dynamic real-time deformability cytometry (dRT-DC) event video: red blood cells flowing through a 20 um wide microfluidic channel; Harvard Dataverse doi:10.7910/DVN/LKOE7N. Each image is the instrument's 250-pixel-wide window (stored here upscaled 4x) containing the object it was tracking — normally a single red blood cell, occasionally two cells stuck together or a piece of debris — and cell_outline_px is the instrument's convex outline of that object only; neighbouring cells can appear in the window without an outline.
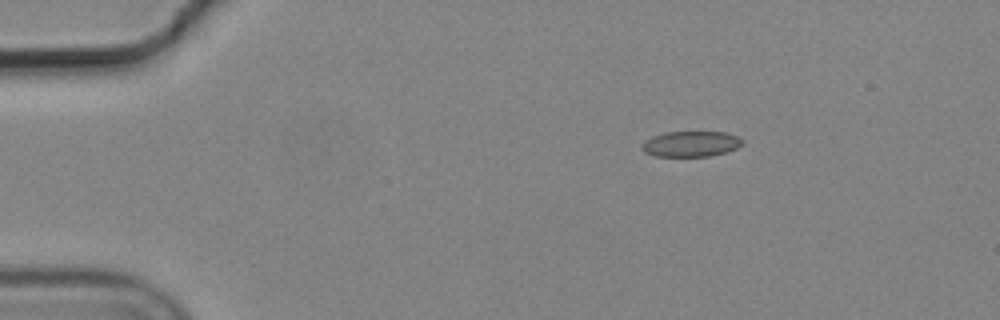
{"species": "common noctule bat (a hibernating species)", "species_latin": "Nyctalus noctula", "temperature_condition": "cold", "stored_images_in_passage": 4, "camera_frame_rate_fps": 3000, "um_per_image_px": 0.085, "animal": {"sex": "male", "body_mass_g": 19.2, "forearm_length_mm": 51.8}, "frame": {"image": 1, "passage_image": 1, "time_ms": 0.0, "image_size_px": [1000, 320], "cell_outline_px": [[744, 144], [728, 152], [708, 156], [656, 156], [644, 152], [640, 148], [644, 140], [652, 136], [664, 132], [724, 132], [736, 136], [744, 140]], "centroid_in_image_um": [58.71, 12.23], "position_along_channel_um": 26.3, "area_um2": 15.09}}
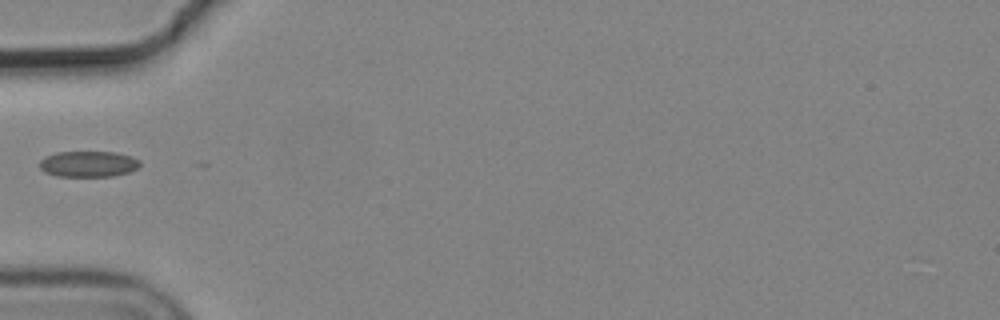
{"frame": {"image": 2, "passage_image": 4, "time_ms": 1.0, "image_size_px": [1000, 320], "cell_outline_px": [[140, 164], [136, 168], [128, 172], [112, 176], [56, 176], [44, 172], [40, 168], [40, 160], [44, 156], [56, 152], [116, 152], [132, 156], [140, 160]], "centroid_in_image_um": [7.49, 13.93], "position_along_channel_um": 77.5, "area_um2": 15.2}}